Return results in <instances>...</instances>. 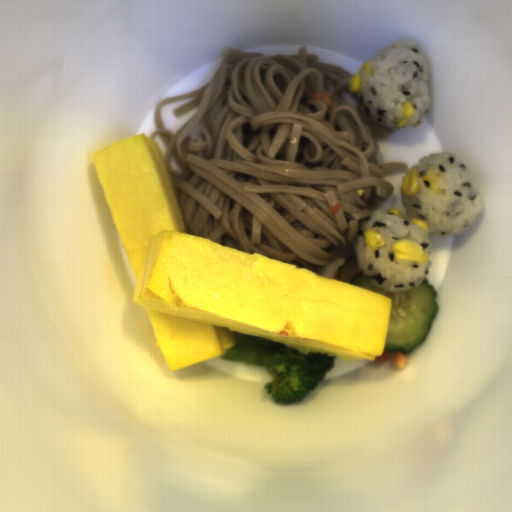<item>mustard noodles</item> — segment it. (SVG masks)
Masks as SVG:
<instances>
[{"mask_svg": "<svg viewBox=\"0 0 512 512\" xmlns=\"http://www.w3.org/2000/svg\"><path fill=\"white\" fill-rule=\"evenodd\" d=\"M354 75L304 45L276 55L229 46L204 87L160 100L150 137L165 144L188 233L314 272L351 244L391 198L385 176L409 172L376 159L396 128L363 115ZM317 92L332 93L333 107ZM192 97L174 115L197 112L176 133L163 129L160 106Z\"/></svg>", "mask_w": 512, "mask_h": 512, "instance_id": "mustard-noodles-1", "label": "mustard noodles"}]
</instances>
